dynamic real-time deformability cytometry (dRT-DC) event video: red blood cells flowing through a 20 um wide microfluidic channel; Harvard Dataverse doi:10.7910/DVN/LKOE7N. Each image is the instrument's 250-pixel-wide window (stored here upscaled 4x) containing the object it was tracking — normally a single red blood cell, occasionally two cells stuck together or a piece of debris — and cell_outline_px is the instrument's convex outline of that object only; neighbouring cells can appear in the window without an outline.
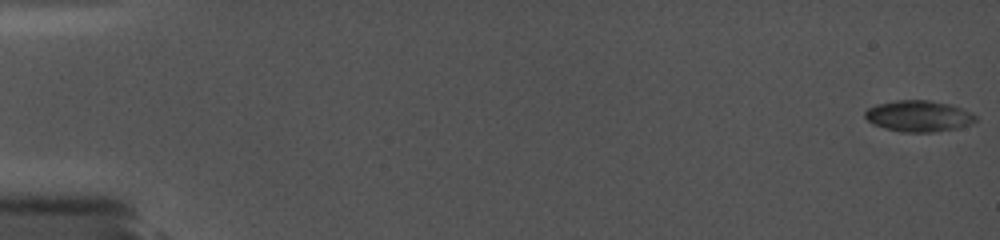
{"species": "common noctule bat (a hibernating species)", "species_latin": "Nyctalus noctula", "temperature_condition": "cold", "stored_images_in_passage": 34, "camera_frame_rate_fps": 5000, "um_per_image_px": 0.085, "animal": {"sex": "female", "body_mass_g": 19.0, "forearm_length_mm": 56.7}, "frame": {"image": 1, "passage_image": 1, "time_ms": 0.0, "image_size_px": [1000, 240], "cell_outline_px": [[976, 120], [968, 124], [956, 128], [932, 132], [904, 132], [884, 128], [872, 124], [864, 116], [864, 112], [868, 108], [876, 104], [896, 100], [928, 100], [952, 104], [976, 116]], "centroid_in_image_um": [78.03, 9.86], "position_along_channel_um": 7.0, "area_um2": 19.94}}
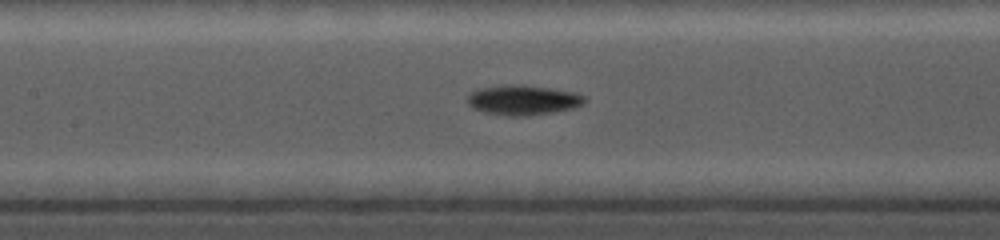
{"frame": {"image": 2, "passage_image": 20, "time_ms": 8.6, "image_size_px": [1000, 240], "cell_outline_px": [[588, 100], [584, 104], [576, 108], [528, 116], [508, 116], [484, 112], [472, 108], [468, 104], [468, 96], [472, 92], [480, 88], [504, 84], [524, 84], [576, 92], [584, 96]], "centroid_in_image_um": [44.5, 8.5], "position_along_channel_um": 162.9, "area_um2": 20.75}}
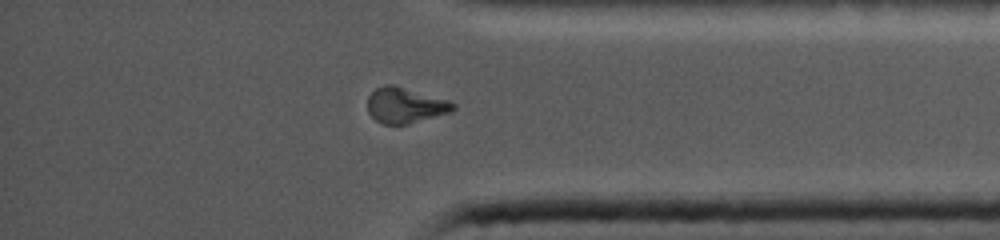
{"frame": {"image": 3, "passage_image": 33, "time_ms": 14.8, "image_size_px": [1000, 240], "cell_outline_px": [[456, 108], [452, 112], [408, 124], [384, 124], [376, 120], [368, 112], [368, 96], [376, 88], [384, 84], [396, 84], [448, 100], [456, 104]], "centroid_in_image_um": [34.46, 8.93], "position_along_channel_um": 400.7, "area_um2": 17.92}}